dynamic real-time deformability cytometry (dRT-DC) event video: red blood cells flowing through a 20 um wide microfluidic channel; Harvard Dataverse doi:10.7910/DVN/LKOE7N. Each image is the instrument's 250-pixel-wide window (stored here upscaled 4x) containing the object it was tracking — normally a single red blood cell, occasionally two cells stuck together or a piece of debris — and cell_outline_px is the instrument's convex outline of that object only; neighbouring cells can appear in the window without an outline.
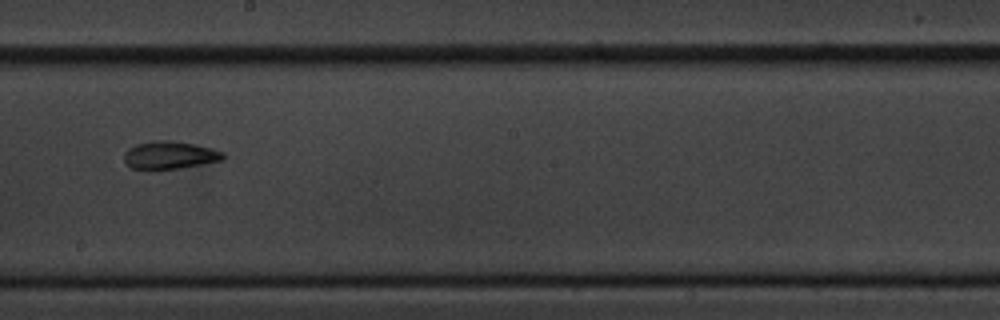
{"species": "common noctule bat (a hibernating species)", "species_latin": "Nyctalus noctula", "temperature_condition": "cold", "stored_images_in_passage": 17, "segment_of_instrument_passage": [1, 2], "camera_frame_rate_fps": 3000, "um_per_image_px": 0.085, "animal": {"sex": "male", "body_mass_g": 20.1, "forearm_length_mm": 53.5}, "frame": {"image": 1, "passage_image": 10, "time_ms": 3.0, "image_size_px": [1000, 320], "cell_outline_px": [[224, 160], [180, 168], [132, 168], [124, 160], [124, 152], [128, 148], [136, 144], [156, 140], [172, 140], [212, 148], [224, 152]], "centroid_in_image_um": [14.45, 13.16], "position_along_channel_um": 233.8, "area_um2": 15.78}}
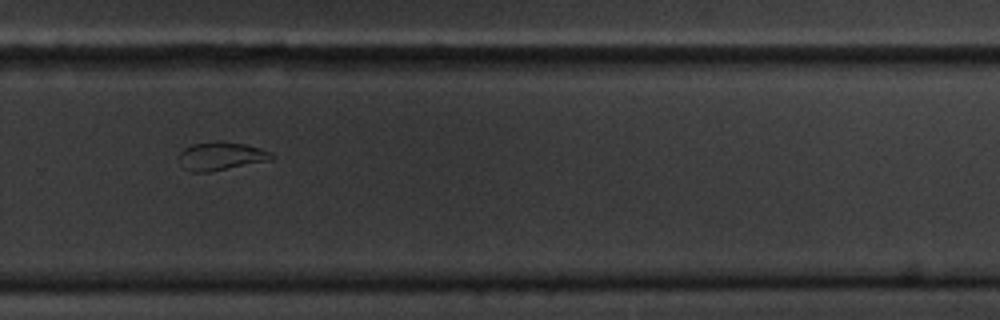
{"frame": {"image": 2, "passage_image": 12, "time_ms": 3.667, "image_size_px": [1000, 320], "cell_outline_px": [[276, 156], [272, 160], [208, 172], [192, 172], [184, 168], [180, 164], [176, 156], [184, 148], [192, 144], [216, 140], [220, 140], [244, 144], [260, 148], [272, 152]], "centroid_in_image_um": [18.77, 13.26], "position_along_channel_um": 311.0, "area_um2": 15.61}}